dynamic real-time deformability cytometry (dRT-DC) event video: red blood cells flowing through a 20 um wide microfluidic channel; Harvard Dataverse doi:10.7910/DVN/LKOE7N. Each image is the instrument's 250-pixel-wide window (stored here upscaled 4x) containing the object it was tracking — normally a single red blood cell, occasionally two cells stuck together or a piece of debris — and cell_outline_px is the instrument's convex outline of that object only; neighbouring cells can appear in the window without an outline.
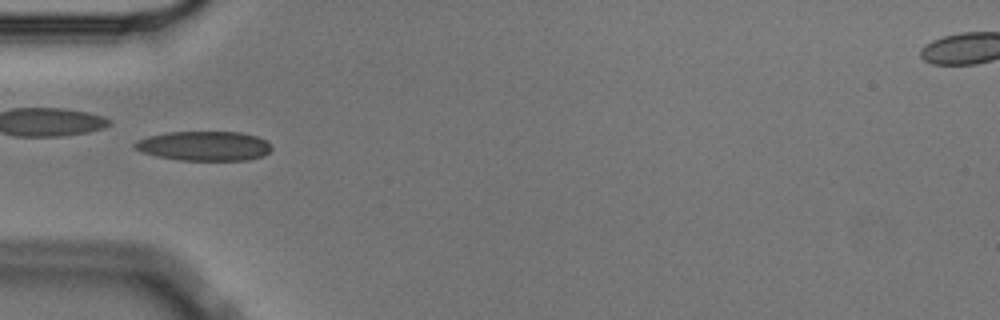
{"species": "Egyptian fruit bat (a non-hibernating species)", "species_latin": "Rousettus aegyptiacus", "temperature_condition": "cold", "stored_images_in_passage": 53, "camera_frame_rate_fps": 3000, "um_per_image_px": 0.085, "animal": {"sex": "male"}, "frame": {"image": 1, "passage_image": 16, "time_ms": 5.0, "image_size_px": [1000, 320], "cell_outline_px": [[272, 148], [264, 156], [248, 160], [180, 160], [156, 156], [144, 152], [136, 148], [132, 144], [136, 140], [148, 136], [168, 132], [240, 132], [256, 136], [272, 144]], "centroid_in_image_um": [17.37, 12.4], "position_along_channel_um": 67.6, "area_um2": 23.52}}
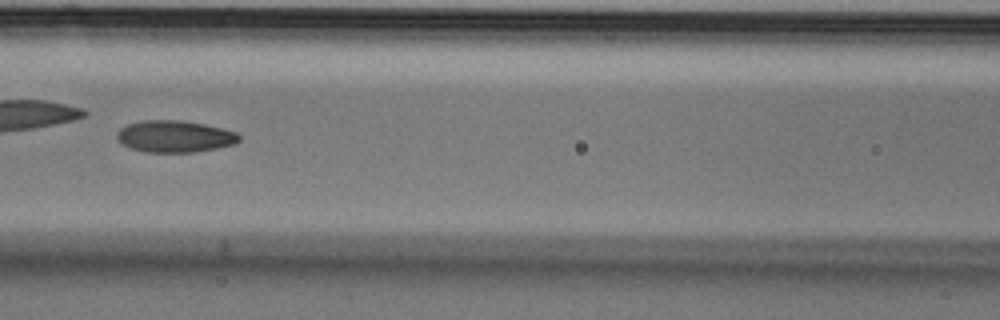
{"frame": {"image": 2, "passage_image": 23, "time_ms": 7.333, "image_size_px": [1000, 320], "cell_outline_px": [[240, 140], [236, 144], [216, 148], [192, 152], [144, 152], [128, 148], [120, 144], [116, 136], [116, 132], [120, 128], [128, 124], [140, 120], [184, 120], [204, 124], [236, 132], [240, 136]], "centroid_in_image_um": [14.8, 11.59], "position_along_channel_um": 151.8, "area_um2": 22.89}, "authors_computed_cell_mechanics": {"area_um2": 22.7154, "velocity_mm_per_s": 3.5679, "shape_relaxation_time_tau1_ms": 10.9606, "shape_relaxation_time_tau2_ms": 3.1195, "deformation_change_tau1": 0.2313, "deformation_change_tau2": 0.0915}}